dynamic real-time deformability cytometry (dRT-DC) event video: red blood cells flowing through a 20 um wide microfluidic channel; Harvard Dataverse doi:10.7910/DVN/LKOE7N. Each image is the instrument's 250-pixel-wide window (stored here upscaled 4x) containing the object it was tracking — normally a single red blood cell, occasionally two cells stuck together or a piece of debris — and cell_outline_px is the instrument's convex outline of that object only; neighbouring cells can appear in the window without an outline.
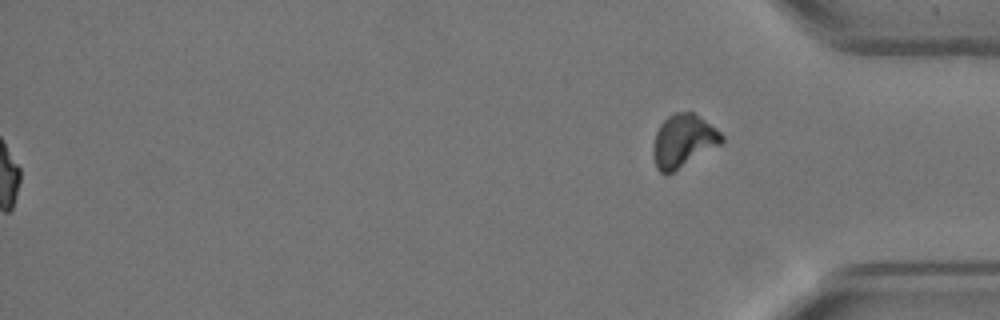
{"species": "Egyptian fruit bat (a non-hibernating species)", "species_latin": "Rousettus aegyptiacus", "temperature_condition": "warm", "stored_images_in_passage": 54, "segment_of_instrument_passage": [2, 2], "camera_frame_rate_fps": 3000, "um_per_image_px": 0.085, "animal": {"sex": "female"}, "frame": {"image": 1, "passage_image": 54, "time_ms": 17.667, "image_size_px": [1000, 320], "cell_outline_px": [[724, 140], [720, 144], [668, 176], [664, 176], [656, 168], [652, 156], [652, 148], [656, 132], [660, 124], [668, 116], [676, 112], [692, 112], [716, 128], [724, 136]], "centroid_in_image_um": [58.04, 12.02], "position_along_channel_um": 377.2, "area_um2": 21.27}}